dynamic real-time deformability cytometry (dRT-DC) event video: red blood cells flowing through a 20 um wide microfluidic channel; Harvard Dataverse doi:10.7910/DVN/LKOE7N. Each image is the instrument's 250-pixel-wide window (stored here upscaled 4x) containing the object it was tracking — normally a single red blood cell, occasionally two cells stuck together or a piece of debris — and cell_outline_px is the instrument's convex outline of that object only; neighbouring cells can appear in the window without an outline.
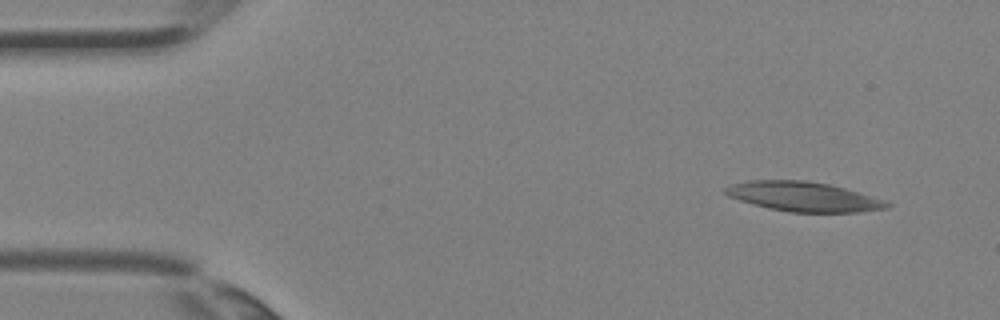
{"species": "Egyptian fruit bat (a non-hibernating species)", "species_latin": "Rousettus aegyptiacus", "temperature_condition": "room temperature", "stored_images_in_passage": 3, "camera_frame_rate_fps": 3000, "um_per_image_px": 0.085, "animal": {"sex": "female"}, "frame": {"image": 1, "passage_image": 1, "time_ms": 0.0, "image_size_px": [1000, 320], "cell_outline_px": [[892, 204], [888, 208], [860, 212], [792, 212], [768, 208], [752, 204], [728, 196], [724, 192], [724, 188], [732, 184], [748, 180], [804, 180], [828, 184], [844, 188], [884, 200]], "centroid_in_image_um": [68.28, 16.71], "position_along_channel_um": 16.7, "area_um2": 27.69}}
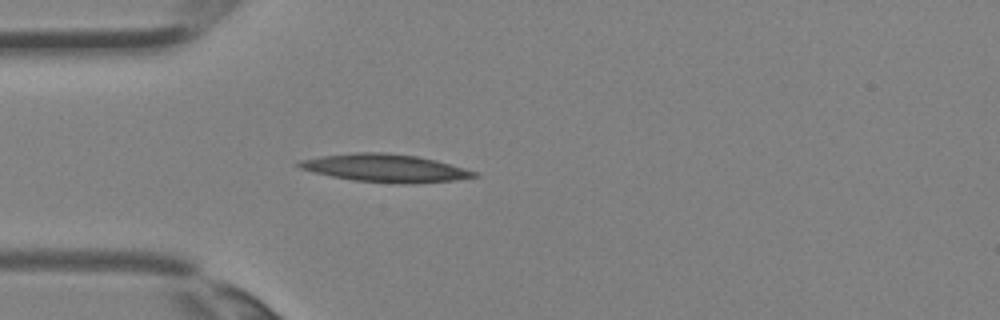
{"frame": {"image": 2, "passage_image": 3, "time_ms": 0.667, "image_size_px": [1000, 320], "cell_outline_px": [[480, 176], [456, 180], [412, 184], [404, 184], [352, 180], [312, 172], [300, 168], [292, 164], [300, 160], [320, 156], [356, 152], [384, 152], [416, 156], [436, 160], [480, 172]], "centroid_in_image_um": [32.76, 14.29], "position_along_channel_um": 52.2, "area_um2": 28.73}}